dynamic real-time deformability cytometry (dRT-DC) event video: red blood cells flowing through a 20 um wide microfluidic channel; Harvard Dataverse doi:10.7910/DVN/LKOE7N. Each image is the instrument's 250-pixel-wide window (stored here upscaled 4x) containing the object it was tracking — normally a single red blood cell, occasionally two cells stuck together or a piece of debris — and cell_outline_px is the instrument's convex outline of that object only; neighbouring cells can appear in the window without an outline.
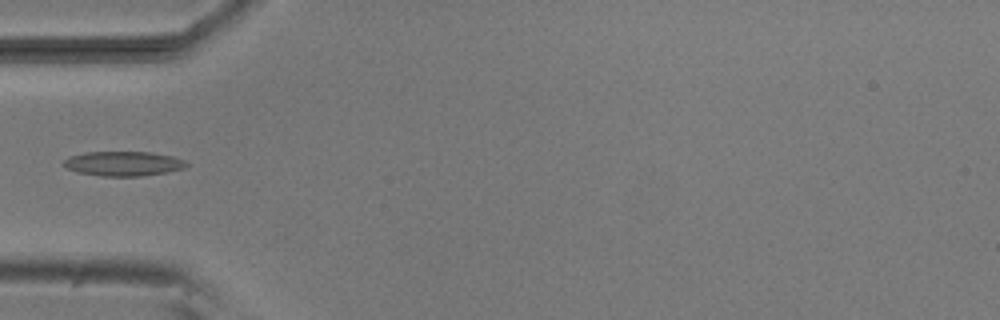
{"species": "common noctule bat (a hibernating species)", "species_latin": "Nyctalus noctula", "temperature_condition": "room temperature", "stored_images_in_passage": 33, "camera_frame_rate_fps": 3000, "um_per_image_px": 0.085, "animal": {"sex": "male", "body_mass_g": 20.5, "forearm_length_mm": 52.5}, "frame": {"image": 1, "passage_image": 1, "time_ms": 0.0, "image_size_px": [1000, 320], "cell_outline_px": [[188, 164], [184, 168], [168, 172], [140, 176], [100, 176], [80, 172], [68, 168], [64, 164], [64, 160], [68, 156], [84, 152], [148, 152], [172, 156], [184, 160]], "centroid_in_image_um": [10.49, 13.9], "position_along_channel_um": 74.5, "area_um2": 17.46}}
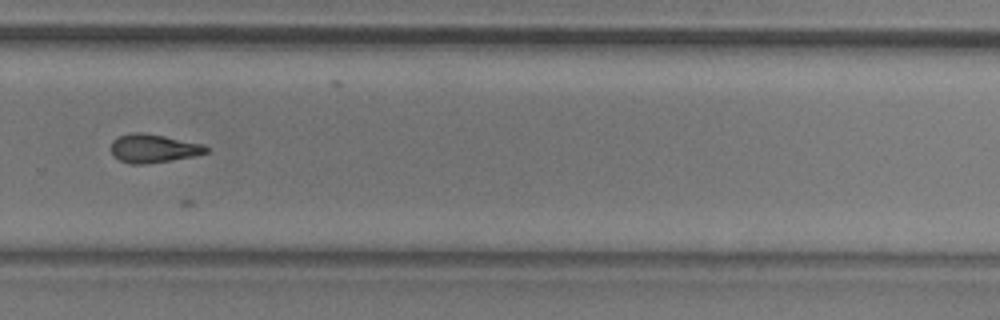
{"frame": {"image": 2, "passage_image": 20, "time_ms": 6.333, "image_size_px": [1000, 320], "cell_outline_px": [[212, 148], [208, 152], [192, 156], [148, 164], [132, 164], [120, 160], [112, 156], [112, 140], [120, 136], [132, 132], [140, 132], [164, 136], [204, 144]], "centroid_in_image_um": [13.06, 12.61], "position_along_channel_um": 316.7, "area_um2": 15.78}}
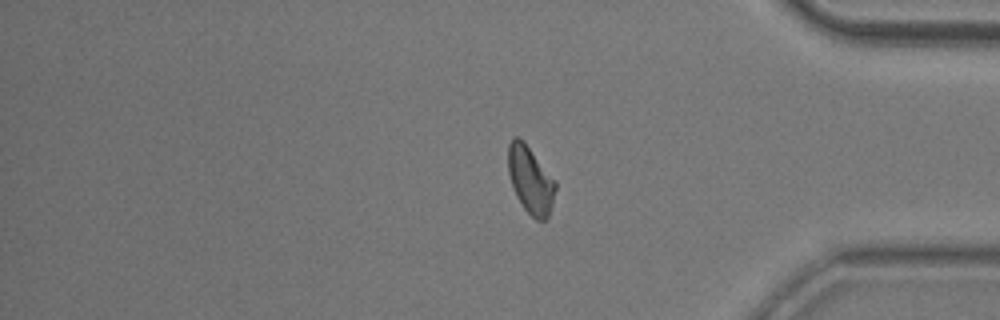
{"frame": {"image": 3, "passage_image": 33, "time_ms": 10.667, "image_size_px": [1000, 320], "cell_outline_px": [[556, 188], [552, 204], [548, 216], [544, 220], [536, 220], [524, 208], [516, 196], [508, 172], [508, 144], [512, 136], [516, 136], [524, 140], [556, 180]], "centroid_in_image_um": [45.09, 15.24], "position_along_channel_um": 390.1, "area_um2": 18.67}}